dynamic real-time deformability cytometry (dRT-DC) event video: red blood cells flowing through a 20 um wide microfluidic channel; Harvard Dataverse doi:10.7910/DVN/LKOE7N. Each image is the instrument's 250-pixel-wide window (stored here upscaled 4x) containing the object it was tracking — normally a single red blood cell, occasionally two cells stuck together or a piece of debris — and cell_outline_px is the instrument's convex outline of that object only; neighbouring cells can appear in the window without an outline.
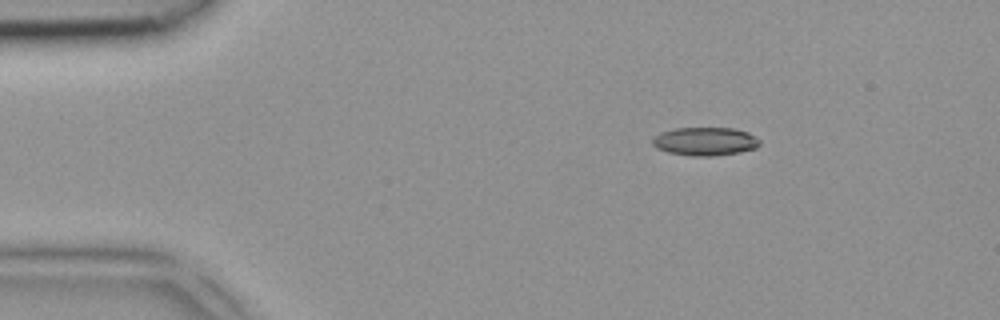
{"species": "common noctule bat (a hibernating species)", "species_latin": "Nyctalus noctula", "temperature_condition": "room temperature", "stored_images_in_passage": 3, "camera_frame_rate_fps": 3000, "um_per_image_px": 0.085, "animal": {"sex": "female", "body_mass_g": 18.4}, "frame": {"image": 1, "passage_image": 1, "time_ms": 0.0, "image_size_px": [1000, 320], "cell_outline_px": [[760, 144], [756, 148], [740, 152], [712, 156], [692, 156], [668, 152], [656, 148], [652, 144], [652, 136], [660, 132], [676, 128], [732, 128], [748, 132], [760, 140]], "centroid_in_image_um": [59.91, 12.01], "position_along_channel_um": 25.1, "area_um2": 17.8}}